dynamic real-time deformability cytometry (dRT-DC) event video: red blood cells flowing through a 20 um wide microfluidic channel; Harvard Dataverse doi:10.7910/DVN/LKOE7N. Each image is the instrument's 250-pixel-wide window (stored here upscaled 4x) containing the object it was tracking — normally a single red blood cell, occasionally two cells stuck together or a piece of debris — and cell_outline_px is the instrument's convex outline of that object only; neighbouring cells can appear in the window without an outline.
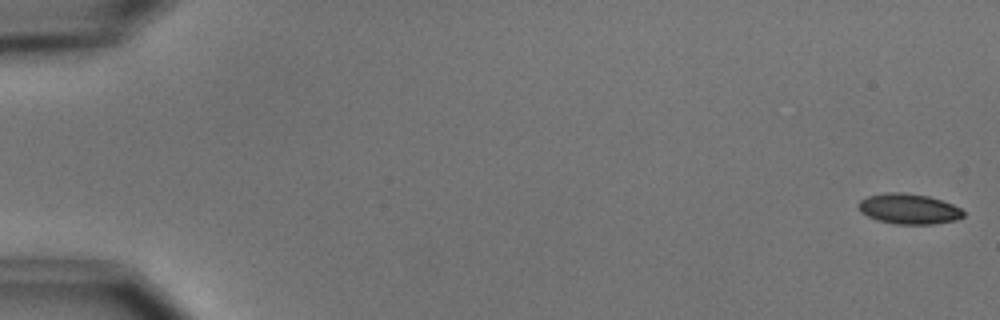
{"species": "common noctule bat (a hibernating species)", "species_latin": "Nyctalus noctula", "temperature_condition": "cold", "stored_images_in_passage": 55, "camera_frame_rate_fps": 3000, "um_per_image_px": 0.085, "animal": {"sex": "male", "body_mass_g": 15.6}, "frame": {"image": 1, "passage_image": 1, "time_ms": 0.0, "image_size_px": [1000, 320], "cell_outline_px": [[964, 216], [956, 220], [932, 224], [896, 224], [880, 220], [868, 216], [860, 212], [856, 204], [860, 200], [868, 196], [888, 192], [904, 192], [928, 196], [952, 204], [960, 208], [964, 212]], "centroid_in_image_um": [77.23, 17.75], "position_along_channel_um": 7.8, "area_um2": 18.5}}
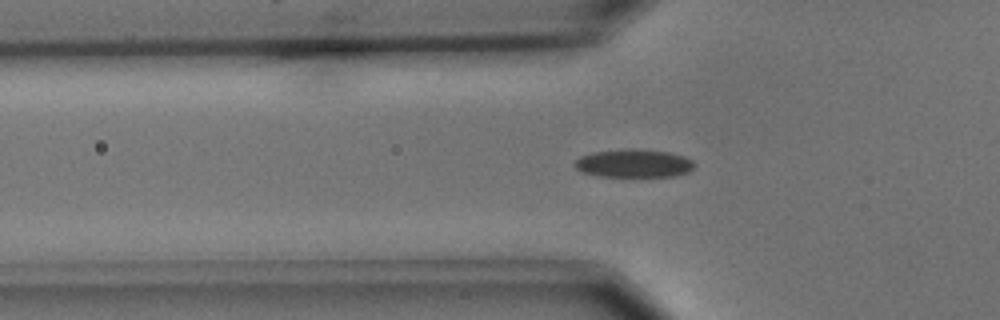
{"frame": {"image": 2, "passage_image": 19, "time_ms": 6.0, "image_size_px": [1000, 320], "cell_outline_px": [[696, 164], [688, 172], [676, 176], [600, 176], [584, 172], [576, 168], [572, 164], [580, 156], [592, 152], [624, 148], [632, 148], [668, 152], [684, 156], [692, 160]], "centroid_in_image_um": [53.87, 13.87], "position_along_channel_um": 71.9, "area_um2": 19.71}}
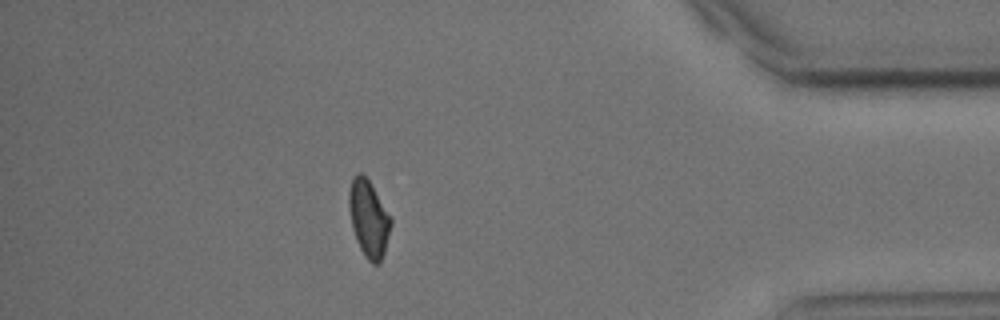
{"frame": {"image": 3, "passage_image": 49, "time_ms": 16.0, "image_size_px": [1000, 320], "cell_outline_px": [[392, 224], [384, 252], [380, 264], [372, 264], [364, 256], [356, 240], [352, 228], [348, 208], [348, 192], [352, 176], [356, 172], [360, 172], [368, 180], [392, 220]], "centroid_in_image_um": [31.3, 18.59], "position_along_channel_um": 403.9, "area_um2": 18.73}, "authors_computed_cell_mechanics": {"area_um2": 19.0162, "velocity_mm_per_s": 3.6822, "shape_relaxation_time_tau1_ms": 6.2484, "shape_relaxation_time_tau2_ms": null, "deformation_change_tau1": 0.1151, "deformation_change_tau2": null}}